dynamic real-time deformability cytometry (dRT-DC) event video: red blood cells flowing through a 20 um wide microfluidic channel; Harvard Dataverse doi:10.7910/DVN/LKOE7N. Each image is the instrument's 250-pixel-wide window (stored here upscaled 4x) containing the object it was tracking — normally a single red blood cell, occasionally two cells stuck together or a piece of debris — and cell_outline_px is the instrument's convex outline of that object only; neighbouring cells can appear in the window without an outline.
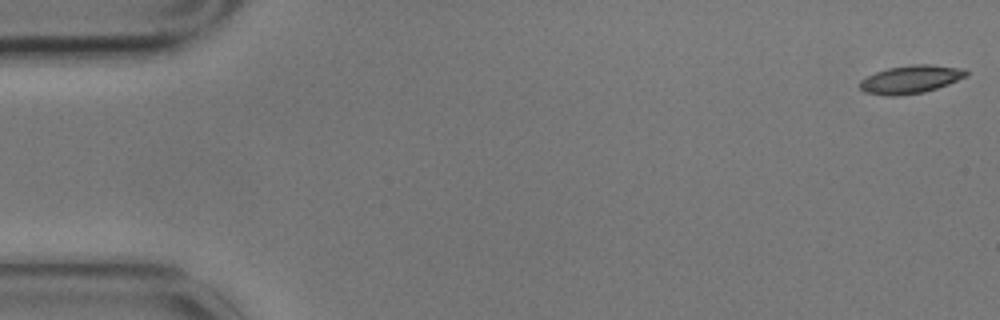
{"species": "common noctule bat (a hibernating species)", "species_latin": "Nyctalus noctula", "temperature_condition": "cold", "stored_images_in_passage": 6, "camera_frame_rate_fps": 3000, "um_per_image_px": 0.085, "animal": {"sex": "male", "body_mass_g": 17.9}, "frame": {"image": 1, "passage_image": 1, "time_ms": 0.0, "image_size_px": [1000, 320], "cell_outline_px": [[968, 76], [948, 84], [924, 92], [896, 96], [888, 96], [864, 92], [860, 88], [860, 80], [876, 72], [888, 68], [912, 64], [928, 64], [964, 68], [968, 72]], "centroid_in_image_um": [77.43, 6.74], "position_along_channel_um": 7.6, "area_um2": 17.4}}
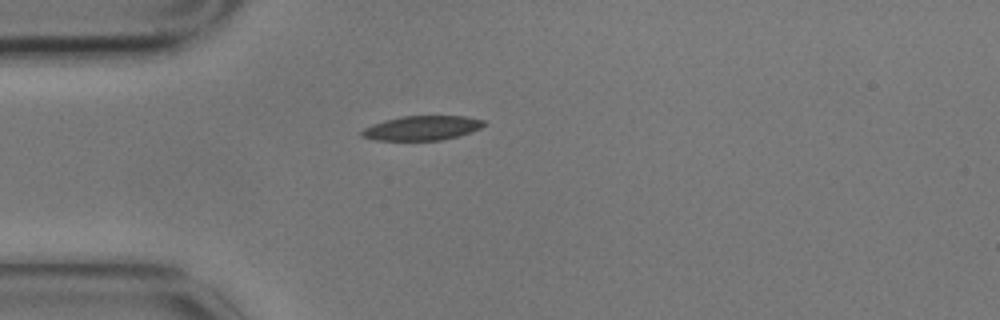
{"frame": {"image": 2, "passage_image": 5, "time_ms": 1.333, "image_size_px": [1000, 320], "cell_outline_px": [[488, 124], [480, 128], [456, 136], [440, 140], [376, 140], [360, 136], [360, 132], [364, 128], [372, 124], [384, 120], [404, 116], [468, 116], [484, 120]], "centroid_in_image_um": [35.86, 10.87], "position_along_channel_um": 49.1, "area_um2": 17.34}}